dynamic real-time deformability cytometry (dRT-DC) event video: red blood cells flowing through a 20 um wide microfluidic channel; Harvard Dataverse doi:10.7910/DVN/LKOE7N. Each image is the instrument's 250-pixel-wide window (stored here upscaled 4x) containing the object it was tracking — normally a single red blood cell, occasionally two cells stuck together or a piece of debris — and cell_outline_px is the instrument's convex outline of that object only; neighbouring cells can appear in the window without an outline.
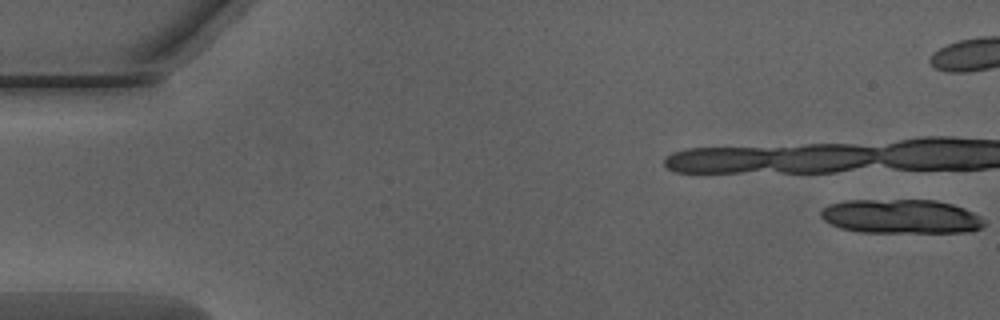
{"species": "Egyptian fruit bat (a non-hibernating species)", "species_latin": "Rousettus aegyptiacus", "temperature_condition": "warm", "stored_images_in_passage": 15, "camera_frame_rate_fps": 3000, "um_per_image_px": 0.085, "animal": {"sex": "male"}, "frame": {"image": 1, "passage_image": 1, "time_ms": 0.0, "image_size_px": [1000, 320], "cell_outline_px": [[984, 224], [980, 228], [968, 232], [860, 232], [840, 228], [824, 220], [820, 216], [820, 212], [828, 204], [844, 200], [936, 200], [952, 204], [964, 208], [980, 216], [984, 220]], "centroid_in_image_um": [76.57, 18.39], "position_along_channel_um": 8.4, "area_um2": 32.6}}